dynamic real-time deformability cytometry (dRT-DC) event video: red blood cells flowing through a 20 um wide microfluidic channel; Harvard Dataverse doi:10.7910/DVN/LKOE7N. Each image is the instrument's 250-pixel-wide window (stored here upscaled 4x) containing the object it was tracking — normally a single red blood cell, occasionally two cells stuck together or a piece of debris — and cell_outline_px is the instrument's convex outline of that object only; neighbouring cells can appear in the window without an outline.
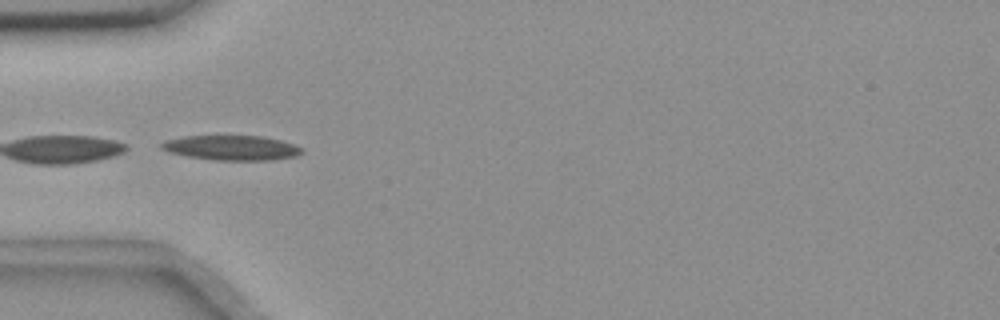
{"species": "common noctule bat (a hibernating species)", "species_latin": "Nyctalus noctula", "temperature_condition": "room temperature", "stored_images_in_passage": 4, "camera_frame_rate_fps": 3000, "um_per_image_px": 0.085, "animal": {"sex": "female", "body_mass_g": 18.4}, "frame": {"image": 1, "passage_image": 1, "time_ms": 0.0, "image_size_px": [1000, 320], "cell_outline_px": [[304, 152], [296, 156], [272, 160], [216, 160], [188, 156], [168, 152], [160, 148], [160, 144], [164, 140], [184, 136], [260, 136], [280, 140], [304, 148]], "centroid_in_image_um": [19.68, 12.56], "position_along_channel_um": 65.3, "area_um2": 20.29}}